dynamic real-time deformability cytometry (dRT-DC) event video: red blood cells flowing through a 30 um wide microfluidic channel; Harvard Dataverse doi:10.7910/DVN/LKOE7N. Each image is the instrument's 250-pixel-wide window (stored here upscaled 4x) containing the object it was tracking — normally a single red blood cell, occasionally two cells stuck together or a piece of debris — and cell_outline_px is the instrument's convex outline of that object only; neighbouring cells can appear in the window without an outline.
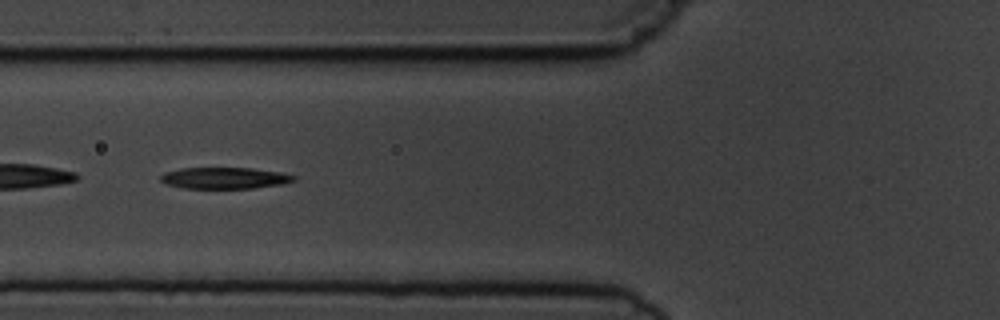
{"species": "common noctule bat (a hibernating species)", "species_latin": "Nyctalus noctula", "temperature_condition": "cold", "stored_images_in_passage": 8, "camera_frame_rate_fps": 3000, "um_per_image_px": 0.085, "animal": {"sex": "male", "body_mass_g": 19.5, "forearm_length_mm": 54.6}, "frame": {"image": 1, "passage_image": 6, "time_ms": 6.0, "image_size_px": [1000, 320], "cell_outline_px": [[296, 180], [280, 184], [252, 188], [184, 188], [168, 184], [160, 180], [160, 176], [164, 172], [180, 168], [252, 168], [280, 172], [296, 176]], "centroid_in_image_um": [19.08, 15.12], "position_along_channel_um": 106.7, "area_um2": 16.47}}
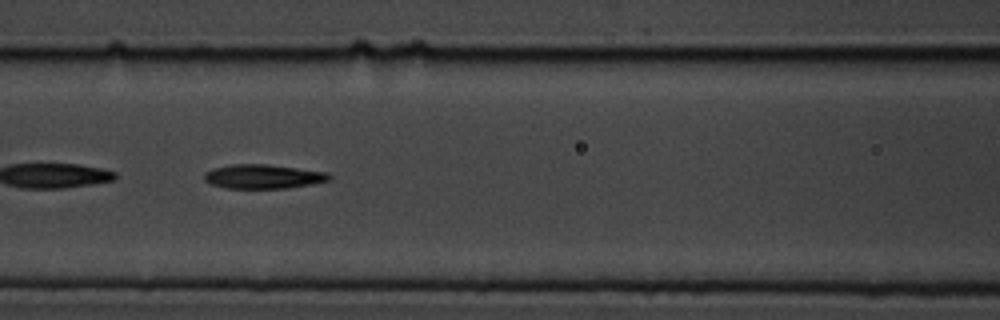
{"frame": {"image": 2, "passage_image": 7, "time_ms": 7.0, "image_size_px": [1000, 320], "cell_outline_px": [[332, 180], [312, 184], [288, 188], [224, 188], [212, 184], [204, 180], [204, 172], [212, 168], [232, 164], [268, 164], [328, 172], [332, 176]], "centroid_in_image_um": [22.39, 15.0], "position_along_channel_um": 144.2, "area_um2": 17.8}}
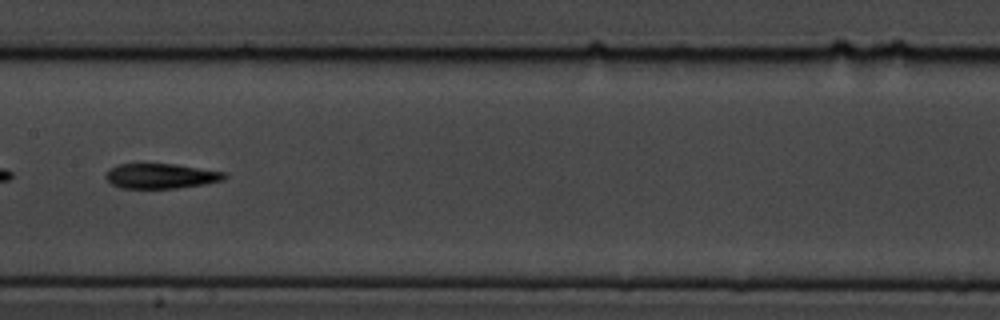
{"frame": {"image": 3, "passage_image": 8, "time_ms": 8.333, "image_size_px": [1000, 320], "cell_outline_px": [[228, 176], [224, 180], [204, 184], [176, 188], [120, 188], [112, 184], [104, 176], [116, 164], [176, 164], [224, 172]], "centroid_in_image_um": [13.69, 14.96], "position_along_channel_um": 193.7, "area_um2": 17.17}}